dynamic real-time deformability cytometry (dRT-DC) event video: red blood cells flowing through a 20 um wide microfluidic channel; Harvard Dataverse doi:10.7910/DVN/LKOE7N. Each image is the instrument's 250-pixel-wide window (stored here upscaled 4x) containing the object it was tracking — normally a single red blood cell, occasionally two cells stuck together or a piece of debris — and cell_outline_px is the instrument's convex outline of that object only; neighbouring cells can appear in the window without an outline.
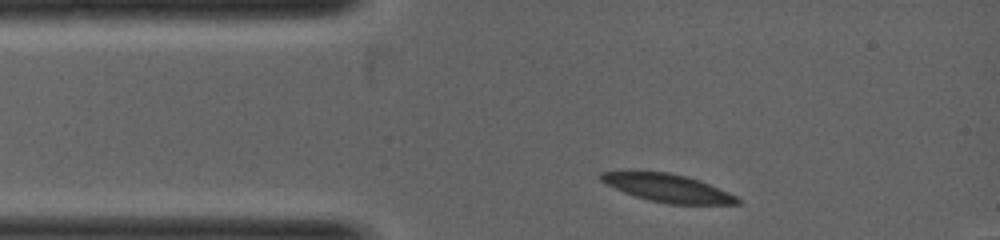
{"species": "common noctule bat (a hibernating species)", "species_latin": "Nyctalus noctula", "temperature_condition": "warm", "stored_images_in_passage": 1, "camera_frame_rate_fps": 5000, "um_per_image_px": 0.085, "animal": {"sex": "female", "body_mass_g": 19.0, "forearm_length_mm": 53.3}, "frame": {"image": 1, "passage_image": 1, "time_ms": 0.0, "image_size_px": [1000, 240], "cell_outline_px": [[740, 204], [668, 204], [648, 200], [624, 192], [600, 180], [600, 172], [628, 168], [668, 172], [688, 176], [700, 180], [728, 192], [736, 196], [740, 200]], "centroid_in_image_um": [56.67, 15.93], "position_along_channel_um": 28.3, "area_um2": 22.89}}